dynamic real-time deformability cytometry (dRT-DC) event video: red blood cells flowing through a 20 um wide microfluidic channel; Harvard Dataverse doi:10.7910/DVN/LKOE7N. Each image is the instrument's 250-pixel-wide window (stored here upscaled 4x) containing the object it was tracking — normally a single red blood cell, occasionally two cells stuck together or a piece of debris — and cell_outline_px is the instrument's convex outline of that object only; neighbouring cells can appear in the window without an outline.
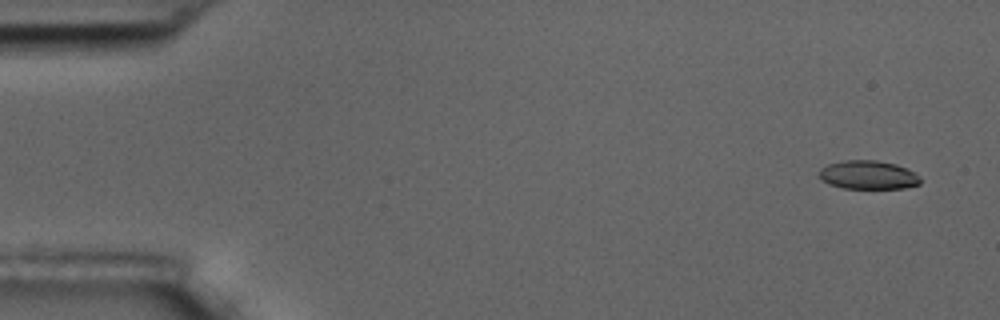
{"species": "common noctule bat (a hibernating species)", "species_latin": "Nyctalus noctula", "temperature_condition": "room temperature", "stored_images_in_passage": 54, "camera_frame_rate_fps": 3000, "um_per_image_px": 0.085, "animal": {"sex": "male", "body_mass_g": 17.5, "forearm_length_mm": 52.3}, "frame": {"image": 1, "passage_image": 1, "time_ms": 0.0, "image_size_px": [1000, 320], "cell_outline_px": [[920, 184], [904, 188], [844, 188], [828, 184], [820, 180], [820, 168], [828, 164], [844, 160], [876, 160], [896, 164], [912, 172], [920, 180]], "centroid_in_image_um": [73.73, 14.87], "position_along_channel_um": 11.3, "area_um2": 16.7}}
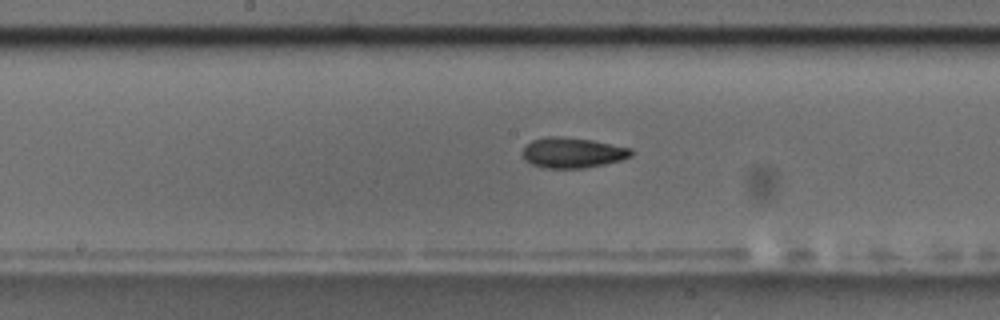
{"frame": {"image": 2, "passage_image": 27, "time_ms": 8.667, "image_size_px": [1000, 320], "cell_outline_px": [[632, 156], [620, 160], [604, 164], [584, 168], [544, 168], [532, 164], [524, 160], [520, 152], [532, 140], [548, 136], [560, 136], [592, 140], [632, 148]], "centroid_in_image_um": [48.64, 12.98], "position_along_channel_um": 199.6, "area_um2": 19.31}}
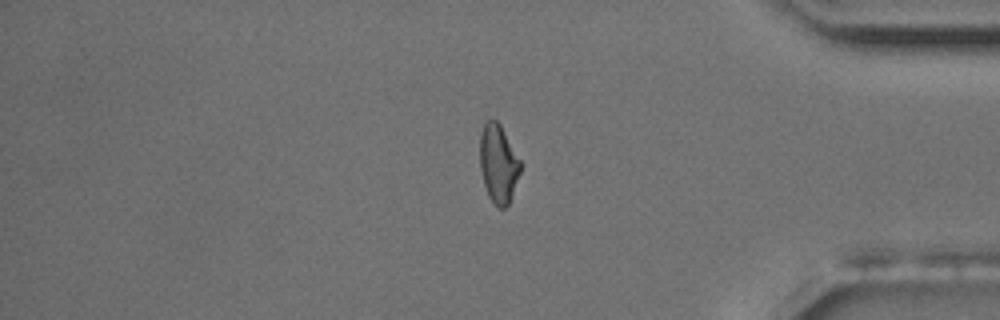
{"frame": {"image": 3, "passage_image": 45, "time_ms": 14.667, "image_size_px": [1000, 320], "cell_outline_px": [[520, 172], [508, 204], [504, 208], [500, 208], [488, 196], [484, 184], [480, 168], [480, 136], [484, 124], [488, 120], [496, 120], [500, 124], [520, 160]], "centroid_in_image_um": [42.34, 13.9], "position_along_channel_um": 392.9, "area_um2": 18.09}, "authors_computed_cell_mechanics": {"area_um2": 18.8139, "velocity_mm_per_s": 3.6342, "shape_relaxation_time_tau1_ms": null, "shape_relaxation_time_tau2_ms": 4.2481, "deformation_change_tau1": null, "deformation_change_tau2": 0.109}}